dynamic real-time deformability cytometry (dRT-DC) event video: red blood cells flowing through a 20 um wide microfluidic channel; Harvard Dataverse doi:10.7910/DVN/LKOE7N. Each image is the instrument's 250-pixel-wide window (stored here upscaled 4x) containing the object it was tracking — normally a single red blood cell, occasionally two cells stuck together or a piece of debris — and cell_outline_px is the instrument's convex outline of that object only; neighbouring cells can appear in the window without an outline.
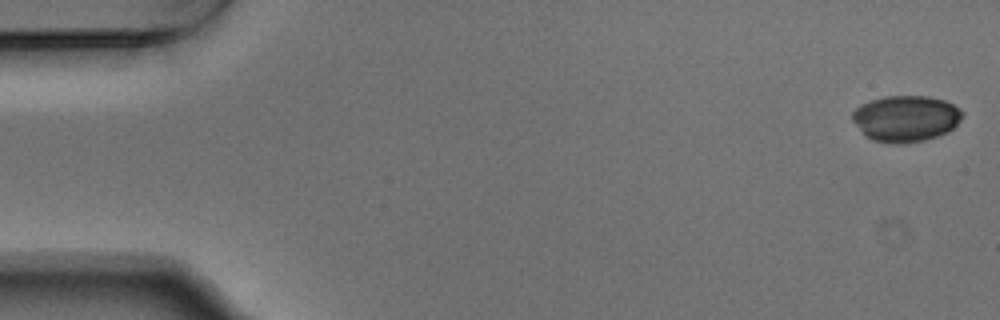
{"species": "Egyptian fruit bat (a non-hibernating species)", "species_latin": "Rousettus aegyptiacus", "temperature_condition": "warm", "stored_images_in_passage": 53, "camera_frame_rate_fps": 3000, "um_per_image_px": 0.085, "animal": {"sex": "male"}, "frame": {"image": 1, "passage_image": 1, "time_ms": 0.0, "image_size_px": [1000, 320], "cell_outline_px": [[964, 112], [960, 120], [948, 132], [924, 140], [900, 144], [892, 144], [872, 140], [864, 136], [852, 120], [852, 112], [860, 104], [884, 96], [928, 96], [944, 100], [960, 108]], "centroid_in_image_um": [76.97, 10.08], "position_along_channel_um": 8.0, "area_um2": 29.77}}
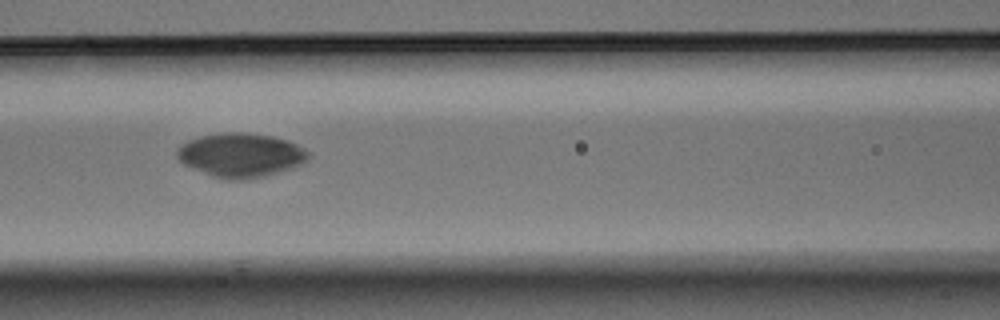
{"frame": {"image": 2, "passage_image": 23, "time_ms": 7.333, "image_size_px": [1000, 320], "cell_outline_px": [[308, 160], [292, 168], [280, 172], [248, 180], [224, 180], [212, 176], [192, 168], [184, 164], [176, 156], [176, 148], [180, 144], [188, 140], [200, 136], [224, 132], [240, 132], [272, 136], [288, 140], [296, 144], [308, 152]], "centroid_in_image_um": [20.43, 13.19], "position_along_channel_um": 146.2, "area_um2": 33.87}}
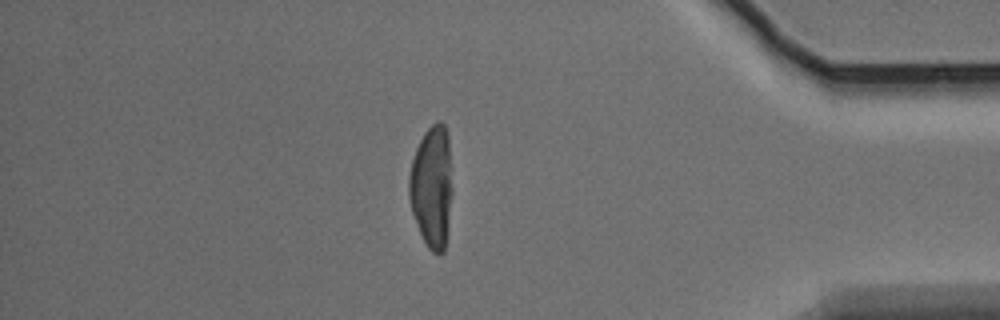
{"frame": {"image": 3, "passage_image": 46, "time_ms": 15.0, "image_size_px": [1000, 320], "cell_outline_px": [[452, 192], [448, 232], [444, 252], [432, 252], [428, 248], [420, 232], [412, 212], [408, 196], [408, 180], [412, 160], [416, 148], [424, 132], [436, 120], [440, 120], [444, 124], [448, 136], [452, 188]], "centroid_in_image_um": [36.71, 15.86], "position_along_channel_um": 398.5, "area_um2": 30.98}}